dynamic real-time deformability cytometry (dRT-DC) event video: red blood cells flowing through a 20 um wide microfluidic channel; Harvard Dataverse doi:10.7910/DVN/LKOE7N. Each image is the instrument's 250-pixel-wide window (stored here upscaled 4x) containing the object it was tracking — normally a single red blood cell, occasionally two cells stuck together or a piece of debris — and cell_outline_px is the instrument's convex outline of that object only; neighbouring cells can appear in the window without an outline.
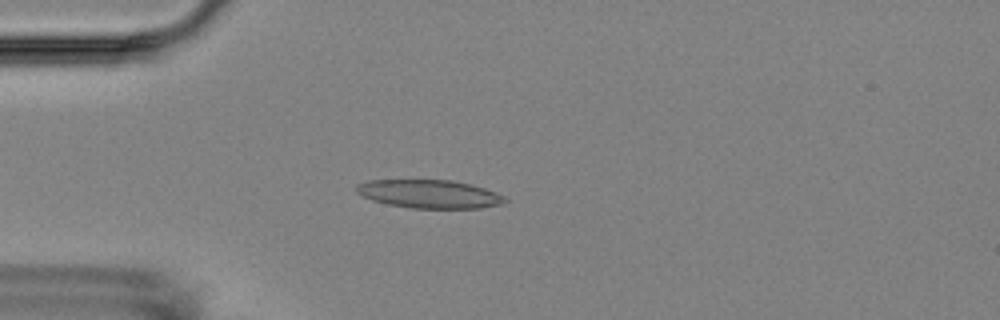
{"species": "Egyptian fruit bat (a non-hibernating species)", "species_latin": "Rousettus aegyptiacus", "temperature_condition": "room temperature", "stored_images_in_passage": 6, "camera_frame_rate_fps": 3000, "um_per_image_px": 0.085, "animal": {"sex": "female"}, "frame": {"image": 1, "passage_image": 3, "time_ms": 2.333, "image_size_px": [1000, 320], "cell_outline_px": [[508, 200], [504, 204], [480, 208], [412, 208], [388, 204], [372, 200], [356, 192], [356, 184], [368, 180], [452, 180], [472, 184], [484, 188], [504, 196]], "centroid_in_image_um": [36.51, 16.49], "position_along_channel_um": 48.5, "area_um2": 24.57}}
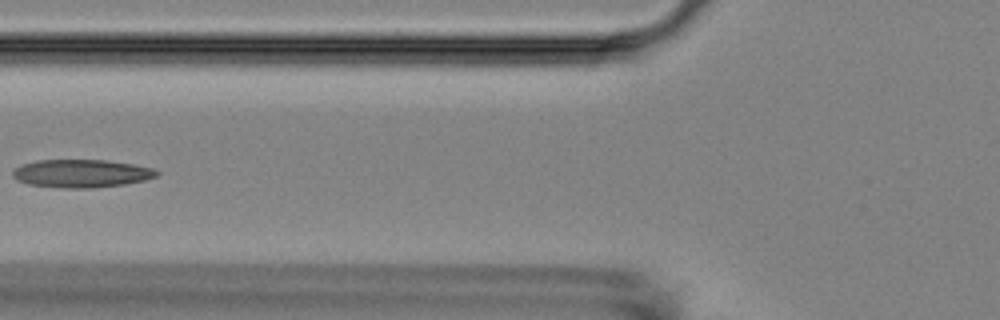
{"frame": {"image": 2, "passage_image": 5, "time_ms": 4.667, "image_size_px": [1000, 320], "cell_outline_px": [[160, 172], [156, 176], [144, 180], [124, 184], [92, 188], [64, 188], [28, 184], [16, 180], [12, 176], [12, 172], [20, 164], [36, 160], [104, 160], [132, 164], [156, 168]], "centroid_in_image_um": [6.9, 14.74], "position_along_channel_um": 118.9, "area_um2": 23.58}}